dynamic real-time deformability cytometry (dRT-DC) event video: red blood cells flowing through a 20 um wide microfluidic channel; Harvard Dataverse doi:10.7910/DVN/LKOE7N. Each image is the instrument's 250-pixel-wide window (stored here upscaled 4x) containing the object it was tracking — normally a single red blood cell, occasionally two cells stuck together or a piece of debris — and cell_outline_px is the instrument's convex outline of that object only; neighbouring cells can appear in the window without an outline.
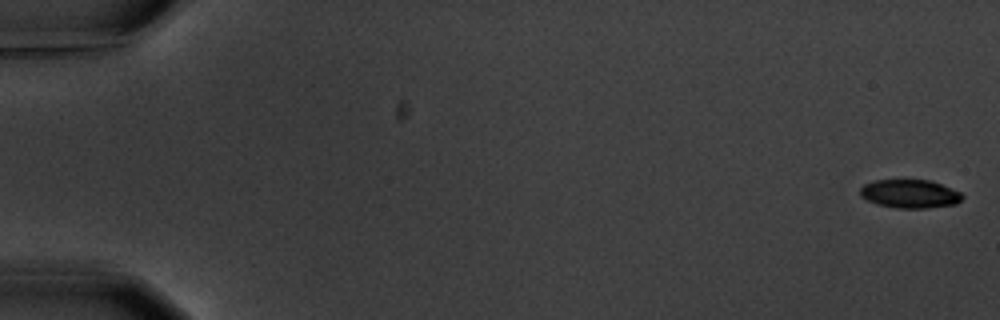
{"species": "common noctule bat (a hibernating species)", "species_latin": "Nyctalus noctula", "temperature_condition": "warm", "stored_images_in_passage": 6, "camera_frame_rate_fps": 3000, "um_per_image_px": 0.085, "animal": {"sex": "male", "body_mass_g": 20.1, "forearm_length_mm": 53.5}, "frame": {"image": 1, "passage_image": 1, "time_ms": 0.0, "image_size_px": [1000, 320], "cell_outline_px": [[964, 196], [956, 204], [928, 208], [896, 208], [876, 204], [860, 196], [860, 188], [864, 184], [876, 180], [928, 180], [940, 184], [960, 192]], "centroid_in_image_um": [77.32, 16.48], "position_along_channel_um": 7.7, "area_um2": 16.88}}